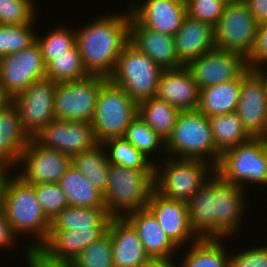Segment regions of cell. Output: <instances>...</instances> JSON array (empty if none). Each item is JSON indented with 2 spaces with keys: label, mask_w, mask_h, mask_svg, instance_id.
<instances>
[{
  "label": "cell",
  "mask_w": 267,
  "mask_h": 267,
  "mask_svg": "<svg viewBox=\"0 0 267 267\" xmlns=\"http://www.w3.org/2000/svg\"><path fill=\"white\" fill-rule=\"evenodd\" d=\"M126 11L106 13L75 29L82 64L89 75L109 78L113 73L123 47L129 42L131 13Z\"/></svg>",
  "instance_id": "obj_1"
},
{
  "label": "cell",
  "mask_w": 267,
  "mask_h": 267,
  "mask_svg": "<svg viewBox=\"0 0 267 267\" xmlns=\"http://www.w3.org/2000/svg\"><path fill=\"white\" fill-rule=\"evenodd\" d=\"M8 174L2 194V208L15 234L33 237L28 248H40L48 238L51 221L37 201L34 185L26 183L16 173ZM20 234V235H19Z\"/></svg>",
  "instance_id": "obj_2"
},
{
  "label": "cell",
  "mask_w": 267,
  "mask_h": 267,
  "mask_svg": "<svg viewBox=\"0 0 267 267\" xmlns=\"http://www.w3.org/2000/svg\"><path fill=\"white\" fill-rule=\"evenodd\" d=\"M154 190V170H137L110 163L103 194L107 213L111 217H125L144 209Z\"/></svg>",
  "instance_id": "obj_3"
},
{
  "label": "cell",
  "mask_w": 267,
  "mask_h": 267,
  "mask_svg": "<svg viewBox=\"0 0 267 267\" xmlns=\"http://www.w3.org/2000/svg\"><path fill=\"white\" fill-rule=\"evenodd\" d=\"M165 149L169 158L204 160L215 167L221 156L213 141L209 118L198 110L179 113Z\"/></svg>",
  "instance_id": "obj_4"
},
{
  "label": "cell",
  "mask_w": 267,
  "mask_h": 267,
  "mask_svg": "<svg viewBox=\"0 0 267 267\" xmlns=\"http://www.w3.org/2000/svg\"><path fill=\"white\" fill-rule=\"evenodd\" d=\"M163 159L161 166L158 160L154 164L155 191L172 200L187 203L215 173V166L204 160Z\"/></svg>",
  "instance_id": "obj_5"
},
{
  "label": "cell",
  "mask_w": 267,
  "mask_h": 267,
  "mask_svg": "<svg viewBox=\"0 0 267 267\" xmlns=\"http://www.w3.org/2000/svg\"><path fill=\"white\" fill-rule=\"evenodd\" d=\"M225 182L240 186L259 184L267 186V138L250 140L224 151L215 167Z\"/></svg>",
  "instance_id": "obj_6"
},
{
  "label": "cell",
  "mask_w": 267,
  "mask_h": 267,
  "mask_svg": "<svg viewBox=\"0 0 267 267\" xmlns=\"http://www.w3.org/2000/svg\"><path fill=\"white\" fill-rule=\"evenodd\" d=\"M164 69L128 42L117 59L108 80L122 88L137 104L155 97Z\"/></svg>",
  "instance_id": "obj_7"
},
{
  "label": "cell",
  "mask_w": 267,
  "mask_h": 267,
  "mask_svg": "<svg viewBox=\"0 0 267 267\" xmlns=\"http://www.w3.org/2000/svg\"><path fill=\"white\" fill-rule=\"evenodd\" d=\"M138 115V104L109 80L101 87L92 119L97 143L124 137L130 122Z\"/></svg>",
  "instance_id": "obj_8"
},
{
  "label": "cell",
  "mask_w": 267,
  "mask_h": 267,
  "mask_svg": "<svg viewBox=\"0 0 267 267\" xmlns=\"http://www.w3.org/2000/svg\"><path fill=\"white\" fill-rule=\"evenodd\" d=\"M108 81L101 75L57 83L54 92V119L92 122L101 87Z\"/></svg>",
  "instance_id": "obj_9"
},
{
  "label": "cell",
  "mask_w": 267,
  "mask_h": 267,
  "mask_svg": "<svg viewBox=\"0 0 267 267\" xmlns=\"http://www.w3.org/2000/svg\"><path fill=\"white\" fill-rule=\"evenodd\" d=\"M257 28L258 23L243 0L228 2L214 27L215 46L240 53L247 59L254 49Z\"/></svg>",
  "instance_id": "obj_10"
},
{
  "label": "cell",
  "mask_w": 267,
  "mask_h": 267,
  "mask_svg": "<svg viewBox=\"0 0 267 267\" xmlns=\"http://www.w3.org/2000/svg\"><path fill=\"white\" fill-rule=\"evenodd\" d=\"M46 77V66L39 45L0 59V89L12 100L33 82Z\"/></svg>",
  "instance_id": "obj_11"
},
{
  "label": "cell",
  "mask_w": 267,
  "mask_h": 267,
  "mask_svg": "<svg viewBox=\"0 0 267 267\" xmlns=\"http://www.w3.org/2000/svg\"><path fill=\"white\" fill-rule=\"evenodd\" d=\"M71 165V158L55 149L42 146L32 138L23 150L15 172L26 183H58ZM23 166V167H22Z\"/></svg>",
  "instance_id": "obj_12"
},
{
  "label": "cell",
  "mask_w": 267,
  "mask_h": 267,
  "mask_svg": "<svg viewBox=\"0 0 267 267\" xmlns=\"http://www.w3.org/2000/svg\"><path fill=\"white\" fill-rule=\"evenodd\" d=\"M57 83L49 78L33 82L12 99L17 106L25 131L31 138L54 120V92Z\"/></svg>",
  "instance_id": "obj_13"
},
{
  "label": "cell",
  "mask_w": 267,
  "mask_h": 267,
  "mask_svg": "<svg viewBox=\"0 0 267 267\" xmlns=\"http://www.w3.org/2000/svg\"><path fill=\"white\" fill-rule=\"evenodd\" d=\"M186 67L202 89L238 78L248 64L240 53L215 48L190 61Z\"/></svg>",
  "instance_id": "obj_14"
},
{
  "label": "cell",
  "mask_w": 267,
  "mask_h": 267,
  "mask_svg": "<svg viewBox=\"0 0 267 267\" xmlns=\"http://www.w3.org/2000/svg\"><path fill=\"white\" fill-rule=\"evenodd\" d=\"M236 113L252 137L267 138V91L263 80L247 68L241 74V88Z\"/></svg>",
  "instance_id": "obj_15"
},
{
  "label": "cell",
  "mask_w": 267,
  "mask_h": 267,
  "mask_svg": "<svg viewBox=\"0 0 267 267\" xmlns=\"http://www.w3.org/2000/svg\"><path fill=\"white\" fill-rule=\"evenodd\" d=\"M42 146L72 158L97 144L91 122L50 121L34 138Z\"/></svg>",
  "instance_id": "obj_16"
},
{
  "label": "cell",
  "mask_w": 267,
  "mask_h": 267,
  "mask_svg": "<svg viewBox=\"0 0 267 267\" xmlns=\"http://www.w3.org/2000/svg\"><path fill=\"white\" fill-rule=\"evenodd\" d=\"M245 191L238 185L225 182L215 173L214 238L227 240L242 228L244 212H247Z\"/></svg>",
  "instance_id": "obj_17"
},
{
  "label": "cell",
  "mask_w": 267,
  "mask_h": 267,
  "mask_svg": "<svg viewBox=\"0 0 267 267\" xmlns=\"http://www.w3.org/2000/svg\"><path fill=\"white\" fill-rule=\"evenodd\" d=\"M131 2L127 5L131 16L139 24L161 34L174 37L187 16L185 0Z\"/></svg>",
  "instance_id": "obj_18"
},
{
  "label": "cell",
  "mask_w": 267,
  "mask_h": 267,
  "mask_svg": "<svg viewBox=\"0 0 267 267\" xmlns=\"http://www.w3.org/2000/svg\"><path fill=\"white\" fill-rule=\"evenodd\" d=\"M146 208L180 250L198 239L190 226L186 202L166 198L154 190Z\"/></svg>",
  "instance_id": "obj_19"
},
{
  "label": "cell",
  "mask_w": 267,
  "mask_h": 267,
  "mask_svg": "<svg viewBox=\"0 0 267 267\" xmlns=\"http://www.w3.org/2000/svg\"><path fill=\"white\" fill-rule=\"evenodd\" d=\"M107 232L112 243L114 267H144L151 260L136 229L125 217H111Z\"/></svg>",
  "instance_id": "obj_20"
},
{
  "label": "cell",
  "mask_w": 267,
  "mask_h": 267,
  "mask_svg": "<svg viewBox=\"0 0 267 267\" xmlns=\"http://www.w3.org/2000/svg\"><path fill=\"white\" fill-rule=\"evenodd\" d=\"M200 90L190 70L182 66L176 69H164L155 97L180 111H191L198 108Z\"/></svg>",
  "instance_id": "obj_21"
},
{
  "label": "cell",
  "mask_w": 267,
  "mask_h": 267,
  "mask_svg": "<svg viewBox=\"0 0 267 267\" xmlns=\"http://www.w3.org/2000/svg\"><path fill=\"white\" fill-rule=\"evenodd\" d=\"M129 42L163 69L184 66L176 55L173 36L144 27L132 16L129 24Z\"/></svg>",
  "instance_id": "obj_22"
},
{
  "label": "cell",
  "mask_w": 267,
  "mask_h": 267,
  "mask_svg": "<svg viewBox=\"0 0 267 267\" xmlns=\"http://www.w3.org/2000/svg\"><path fill=\"white\" fill-rule=\"evenodd\" d=\"M31 139L24 129L17 106L11 101L0 112V166L15 171Z\"/></svg>",
  "instance_id": "obj_23"
},
{
  "label": "cell",
  "mask_w": 267,
  "mask_h": 267,
  "mask_svg": "<svg viewBox=\"0 0 267 267\" xmlns=\"http://www.w3.org/2000/svg\"><path fill=\"white\" fill-rule=\"evenodd\" d=\"M125 218L136 229L143 248L151 259H170L178 251L181 253L147 208L128 213Z\"/></svg>",
  "instance_id": "obj_24"
},
{
  "label": "cell",
  "mask_w": 267,
  "mask_h": 267,
  "mask_svg": "<svg viewBox=\"0 0 267 267\" xmlns=\"http://www.w3.org/2000/svg\"><path fill=\"white\" fill-rule=\"evenodd\" d=\"M214 27L186 16L180 29L174 35L175 50L179 61L186 66L190 61L215 49Z\"/></svg>",
  "instance_id": "obj_25"
},
{
  "label": "cell",
  "mask_w": 267,
  "mask_h": 267,
  "mask_svg": "<svg viewBox=\"0 0 267 267\" xmlns=\"http://www.w3.org/2000/svg\"><path fill=\"white\" fill-rule=\"evenodd\" d=\"M106 232L107 230H50L47 240L39 249L52 259L72 263L86 247Z\"/></svg>",
  "instance_id": "obj_26"
},
{
  "label": "cell",
  "mask_w": 267,
  "mask_h": 267,
  "mask_svg": "<svg viewBox=\"0 0 267 267\" xmlns=\"http://www.w3.org/2000/svg\"><path fill=\"white\" fill-rule=\"evenodd\" d=\"M215 173L187 202L189 222L198 238H214Z\"/></svg>",
  "instance_id": "obj_27"
},
{
  "label": "cell",
  "mask_w": 267,
  "mask_h": 267,
  "mask_svg": "<svg viewBox=\"0 0 267 267\" xmlns=\"http://www.w3.org/2000/svg\"><path fill=\"white\" fill-rule=\"evenodd\" d=\"M241 88V75L233 80L202 88L197 110L208 118L236 112Z\"/></svg>",
  "instance_id": "obj_28"
},
{
  "label": "cell",
  "mask_w": 267,
  "mask_h": 267,
  "mask_svg": "<svg viewBox=\"0 0 267 267\" xmlns=\"http://www.w3.org/2000/svg\"><path fill=\"white\" fill-rule=\"evenodd\" d=\"M110 219L106 207L67 206L51 220L50 230H107Z\"/></svg>",
  "instance_id": "obj_29"
},
{
  "label": "cell",
  "mask_w": 267,
  "mask_h": 267,
  "mask_svg": "<svg viewBox=\"0 0 267 267\" xmlns=\"http://www.w3.org/2000/svg\"><path fill=\"white\" fill-rule=\"evenodd\" d=\"M58 184L65 193L69 206L79 208L105 207L103 194L72 164Z\"/></svg>",
  "instance_id": "obj_30"
},
{
  "label": "cell",
  "mask_w": 267,
  "mask_h": 267,
  "mask_svg": "<svg viewBox=\"0 0 267 267\" xmlns=\"http://www.w3.org/2000/svg\"><path fill=\"white\" fill-rule=\"evenodd\" d=\"M222 240L224 238H198L187 247L181 267H229L230 254Z\"/></svg>",
  "instance_id": "obj_31"
},
{
  "label": "cell",
  "mask_w": 267,
  "mask_h": 267,
  "mask_svg": "<svg viewBox=\"0 0 267 267\" xmlns=\"http://www.w3.org/2000/svg\"><path fill=\"white\" fill-rule=\"evenodd\" d=\"M180 112L157 97H151L138 104L140 118L165 142L172 134Z\"/></svg>",
  "instance_id": "obj_32"
},
{
  "label": "cell",
  "mask_w": 267,
  "mask_h": 267,
  "mask_svg": "<svg viewBox=\"0 0 267 267\" xmlns=\"http://www.w3.org/2000/svg\"><path fill=\"white\" fill-rule=\"evenodd\" d=\"M71 164L102 194L107 188L109 164L105 147L97 143L71 158Z\"/></svg>",
  "instance_id": "obj_33"
},
{
  "label": "cell",
  "mask_w": 267,
  "mask_h": 267,
  "mask_svg": "<svg viewBox=\"0 0 267 267\" xmlns=\"http://www.w3.org/2000/svg\"><path fill=\"white\" fill-rule=\"evenodd\" d=\"M209 121L215 147L221 154L252 138L236 112L209 117Z\"/></svg>",
  "instance_id": "obj_34"
},
{
  "label": "cell",
  "mask_w": 267,
  "mask_h": 267,
  "mask_svg": "<svg viewBox=\"0 0 267 267\" xmlns=\"http://www.w3.org/2000/svg\"><path fill=\"white\" fill-rule=\"evenodd\" d=\"M46 66V78L56 82L83 79L89 74L84 69L77 44L58 56H42Z\"/></svg>",
  "instance_id": "obj_35"
},
{
  "label": "cell",
  "mask_w": 267,
  "mask_h": 267,
  "mask_svg": "<svg viewBox=\"0 0 267 267\" xmlns=\"http://www.w3.org/2000/svg\"><path fill=\"white\" fill-rule=\"evenodd\" d=\"M102 145L111 164L137 170H154V164L137 150L125 137L112 138Z\"/></svg>",
  "instance_id": "obj_36"
},
{
  "label": "cell",
  "mask_w": 267,
  "mask_h": 267,
  "mask_svg": "<svg viewBox=\"0 0 267 267\" xmlns=\"http://www.w3.org/2000/svg\"><path fill=\"white\" fill-rule=\"evenodd\" d=\"M124 137L153 164L156 163L154 156L162 153L165 156V141L162 140L141 118L137 115L128 125ZM161 149V150H160ZM162 151V152H160ZM152 158V160L150 159Z\"/></svg>",
  "instance_id": "obj_37"
},
{
  "label": "cell",
  "mask_w": 267,
  "mask_h": 267,
  "mask_svg": "<svg viewBox=\"0 0 267 267\" xmlns=\"http://www.w3.org/2000/svg\"><path fill=\"white\" fill-rule=\"evenodd\" d=\"M36 19L24 25H0V59L27 49L36 42L37 33L33 30Z\"/></svg>",
  "instance_id": "obj_38"
},
{
  "label": "cell",
  "mask_w": 267,
  "mask_h": 267,
  "mask_svg": "<svg viewBox=\"0 0 267 267\" xmlns=\"http://www.w3.org/2000/svg\"><path fill=\"white\" fill-rule=\"evenodd\" d=\"M71 264L72 267H114L109 233L86 247Z\"/></svg>",
  "instance_id": "obj_39"
},
{
  "label": "cell",
  "mask_w": 267,
  "mask_h": 267,
  "mask_svg": "<svg viewBox=\"0 0 267 267\" xmlns=\"http://www.w3.org/2000/svg\"><path fill=\"white\" fill-rule=\"evenodd\" d=\"M36 43L40 47L42 56H58L76 44V31L64 27L63 24L62 27L55 25L47 35L36 34Z\"/></svg>",
  "instance_id": "obj_40"
},
{
  "label": "cell",
  "mask_w": 267,
  "mask_h": 267,
  "mask_svg": "<svg viewBox=\"0 0 267 267\" xmlns=\"http://www.w3.org/2000/svg\"><path fill=\"white\" fill-rule=\"evenodd\" d=\"M33 0H0V25H24L37 16Z\"/></svg>",
  "instance_id": "obj_41"
},
{
  "label": "cell",
  "mask_w": 267,
  "mask_h": 267,
  "mask_svg": "<svg viewBox=\"0 0 267 267\" xmlns=\"http://www.w3.org/2000/svg\"><path fill=\"white\" fill-rule=\"evenodd\" d=\"M34 188L37 201L50 221L69 206L66 195L58 183L35 184Z\"/></svg>",
  "instance_id": "obj_42"
},
{
  "label": "cell",
  "mask_w": 267,
  "mask_h": 267,
  "mask_svg": "<svg viewBox=\"0 0 267 267\" xmlns=\"http://www.w3.org/2000/svg\"><path fill=\"white\" fill-rule=\"evenodd\" d=\"M187 16L215 27L228 3L226 0H185Z\"/></svg>",
  "instance_id": "obj_43"
},
{
  "label": "cell",
  "mask_w": 267,
  "mask_h": 267,
  "mask_svg": "<svg viewBox=\"0 0 267 267\" xmlns=\"http://www.w3.org/2000/svg\"><path fill=\"white\" fill-rule=\"evenodd\" d=\"M259 246L230 254L229 267H267V245Z\"/></svg>",
  "instance_id": "obj_44"
},
{
  "label": "cell",
  "mask_w": 267,
  "mask_h": 267,
  "mask_svg": "<svg viewBox=\"0 0 267 267\" xmlns=\"http://www.w3.org/2000/svg\"><path fill=\"white\" fill-rule=\"evenodd\" d=\"M248 68L267 65V23L258 24L256 41L251 55L247 58Z\"/></svg>",
  "instance_id": "obj_45"
},
{
  "label": "cell",
  "mask_w": 267,
  "mask_h": 267,
  "mask_svg": "<svg viewBox=\"0 0 267 267\" xmlns=\"http://www.w3.org/2000/svg\"><path fill=\"white\" fill-rule=\"evenodd\" d=\"M28 267H72L67 261H59L48 257L41 249L28 248L27 244L23 247Z\"/></svg>",
  "instance_id": "obj_46"
},
{
  "label": "cell",
  "mask_w": 267,
  "mask_h": 267,
  "mask_svg": "<svg viewBox=\"0 0 267 267\" xmlns=\"http://www.w3.org/2000/svg\"><path fill=\"white\" fill-rule=\"evenodd\" d=\"M16 238L19 239L8 222L3 208L0 207V248H2L0 251L4 248L7 250L9 248L11 249L12 246L14 247V244L18 241Z\"/></svg>",
  "instance_id": "obj_47"
},
{
  "label": "cell",
  "mask_w": 267,
  "mask_h": 267,
  "mask_svg": "<svg viewBox=\"0 0 267 267\" xmlns=\"http://www.w3.org/2000/svg\"><path fill=\"white\" fill-rule=\"evenodd\" d=\"M258 24L267 22V0H243Z\"/></svg>",
  "instance_id": "obj_48"
},
{
  "label": "cell",
  "mask_w": 267,
  "mask_h": 267,
  "mask_svg": "<svg viewBox=\"0 0 267 267\" xmlns=\"http://www.w3.org/2000/svg\"><path fill=\"white\" fill-rule=\"evenodd\" d=\"M174 258L175 257L170 259H151L144 267H181L180 263L177 264L175 262Z\"/></svg>",
  "instance_id": "obj_49"
},
{
  "label": "cell",
  "mask_w": 267,
  "mask_h": 267,
  "mask_svg": "<svg viewBox=\"0 0 267 267\" xmlns=\"http://www.w3.org/2000/svg\"><path fill=\"white\" fill-rule=\"evenodd\" d=\"M6 167H2L0 166V207L2 206V194H3V187H4V183H5V180L8 176V174L10 172H12V174H14L12 170H10Z\"/></svg>",
  "instance_id": "obj_50"
},
{
  "label": "cell",
  "mask_w": 267,
  "mask_h": 267,
  "mask_svg": "<svg viewBox=\"0 0 267 267\" xmlns=\"http://www.w3.org/2000/svg\"><path fill=\"white\" fill-rule=\"evenodd\" d=\"M254 71L260 76V78L263 80L266 91H267V65H262L259 67H256Z\"/></svg>",
  "instance_id": "obj_51"
},
{
  "label": "cell",
  "mask_w": 267,
  "mask_h": 267,
  "mask_svg": "<svg viewBox=\"0 0 267 267\" xmlns=\"http://www.w3.org/2000/svg\"><path fill=\"white\" fill-rule=\"evenodd\" d=\"M12 100L0 89V112L11 102Z\"/></svg>",
  "instance_id": "obj_52"
},
{
  "label": "cell",
  "mask_w": 267,
  "mask_h": 267,
  "mask_svg": "<svg viewBox=\"0 0 267 267\" xmlns=\"http://www.w3.org/2000/svg\"><path fill=\"white\" fill-rule=\"evenodd\" d=\"M227 2H235V1H240V0H226Z\"/></svg>",
  "instance_id": "obj_53"
}]
</instances>
